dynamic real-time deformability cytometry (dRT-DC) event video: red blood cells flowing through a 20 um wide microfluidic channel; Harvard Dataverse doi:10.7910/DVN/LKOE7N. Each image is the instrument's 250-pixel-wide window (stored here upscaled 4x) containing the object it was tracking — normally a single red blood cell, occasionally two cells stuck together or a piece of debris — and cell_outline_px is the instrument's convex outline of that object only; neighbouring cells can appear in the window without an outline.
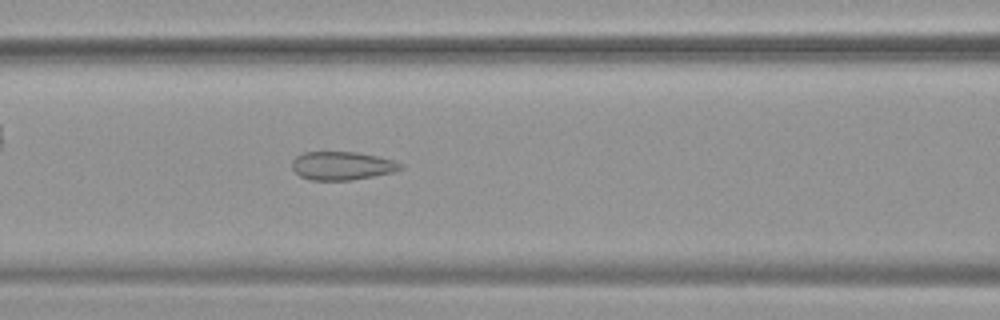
{"species": "common noctule bat (a hibernating species)", "species_latin": "Nyctalus noctula", "temperature_condition": "warm", "stored_images_in_passage": 26, "camera_frame_rate_fps": 3000, "um_per_image_px": 0.085, "animal": {"sex": "female", "body_mass_g": 19.9}, "frame": {"image": 1, "passage_image": 12, "time_ms": 3.667, "image_size_px": [1000, 320], "cell_outline_px": [[404, 168], [392, 172], [352, 180], [308, 180], [300, 176], [292, 168], [292, 160], [296, 156], [304, 152], [356, 152], [396, 160], [404, 164]], "centroid_in_image_um": [29.09, 14.09], "position_along_channel_um": 137.5, "area_um2": 18.03}}
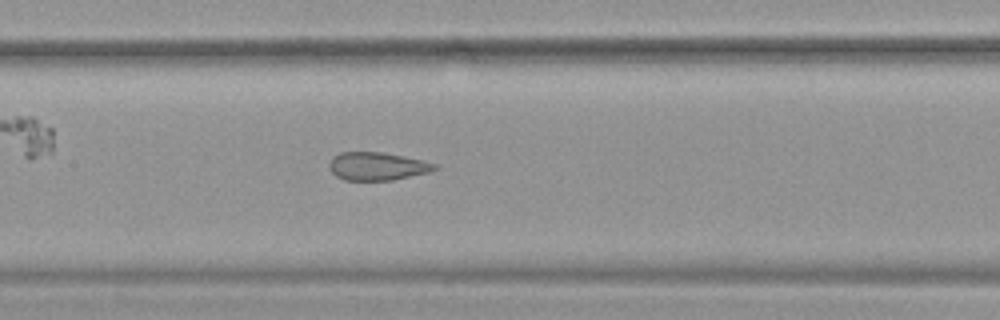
{"frame": {"image": 2, "passage_image": 15, "time_ms": 4.667, "image_size_px": [1000, 320], "cell_outline_px": [[440, 168], [428, 172], [392, 180], [344, 180], [336, 176], [328, 168], [328, 164], [332, 156], [340, 152], [380, 152], [404, 156], [424, 160], [436, 164]], "centroid_in_image_um": [32.04, 14.12], "position_along_channel_um": 175.4, "area_um2": 17.34}}
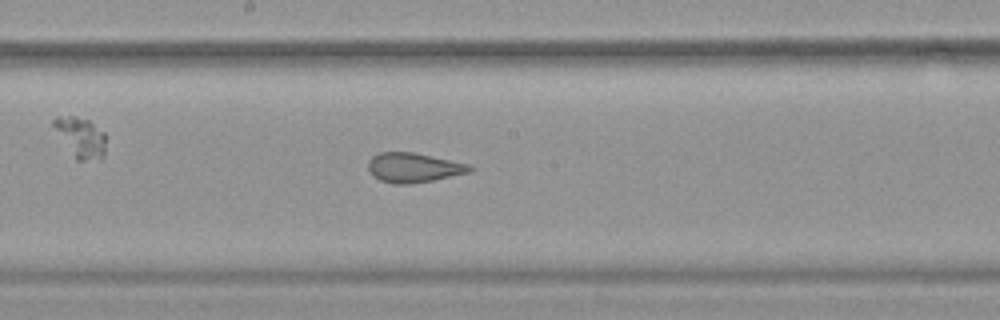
{"frame": {"image": 3, "passage_image": 18, "time_ms": 5.667, "image_size_px": [1000, 320], "cell_outline_px": [[472, 172], [412, 184], [392, 184], [380, 180], [372, 176], [368, 168], [368, 160], [372, 156], [380, 152], [412, 152], [468, 164], [472, 168]], "centroid_in_image_um": [35.11, 14.26], "position_along_channel_um": 213.1, "area_um2": 17.46}}